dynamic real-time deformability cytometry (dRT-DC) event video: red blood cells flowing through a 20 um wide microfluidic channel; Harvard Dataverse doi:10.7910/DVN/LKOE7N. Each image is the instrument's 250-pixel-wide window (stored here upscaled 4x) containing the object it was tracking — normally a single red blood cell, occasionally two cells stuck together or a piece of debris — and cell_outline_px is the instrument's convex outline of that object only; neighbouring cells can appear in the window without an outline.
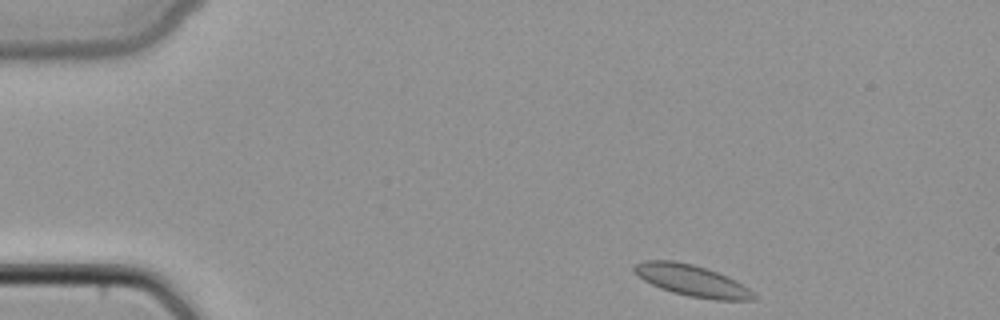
{"species": "common noctule bat (a hibernating species)", "species_latin": "Nyctalus noctula", "temperature_condition": "cold", "stored_images_in_passage": 42, "camera_frame_rate_fps": 3000, "um_per_image_px": 0.085, "animal": {"sex": "female", "body_mass_g": 22.7, "forearm_length_mm": 54.2}, "frame": {"image": 1, "passage_image": 1, "time_ms": 0.0, "image_size_px": [1000, 320], "cell_outline_px": [[756, 300], [716, 300], [688, 296], [672, 292], [660, 288], [644, 280], [632, 268], [636, 264], [644, 260], [676, 260], [692, 264], [728, 276], [736, 280], [748, 288], [756, 296]], "centroid_in_image_um": [58.83, 23.85], "position_along_channel_um": 26.2, "area_um2": 21.68}}
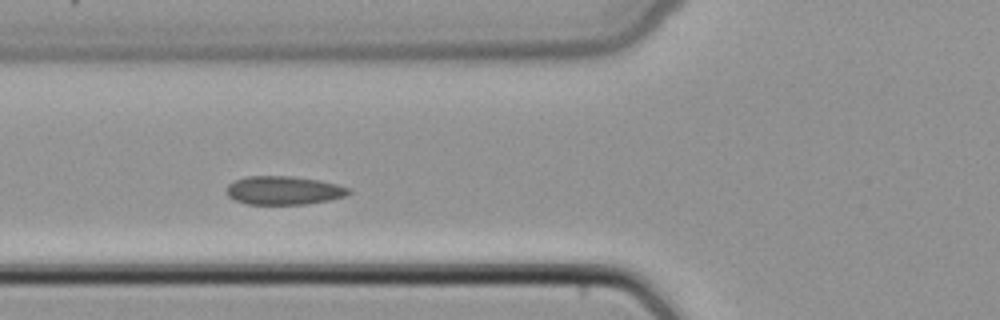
{"frame": {"image": 2, "passage_image": 12, "time_ms": 3.667, "image_size_px": [1000, 320], "cell_outline_px": [[352, 192], [348, 196], [328, 200], [304, 204], [248, 204], [236, 200], [228, 196], [228, 184], [236, 180], [248, 176], [292, 176], [320, 180], [352, 188]], "centroid_in_image_um": [24.19, 16.18], "position_along_channel_um": 101.6, "area_um2": 20.29}}
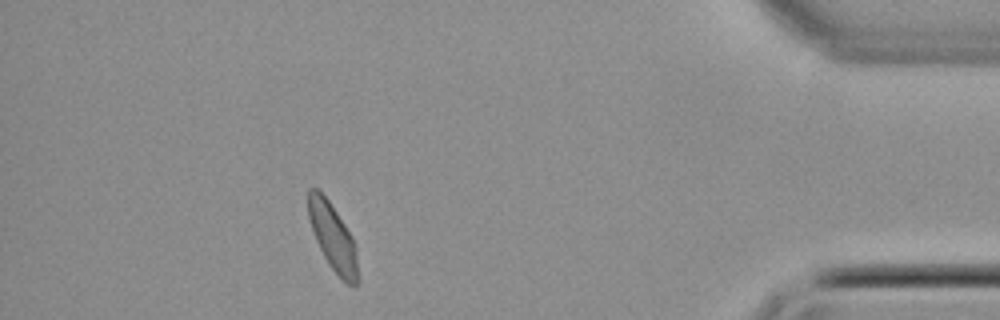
{"frame": {"image": 3, "passage_image": 37, "time_ms": 12.0, "image_size_px": [1000, 320], "cell_outline_px": [[360, 280], [356, 284], [348, 284], [328, 264], [316, 240], [308, 216], [308, 188], [316, 188], [328, 200], [352, 236], [356, 244]], "centroid_in_image_um": [28.32, 20.18], "position_along_channel_um": 406.9, "area_um2": 19.19}}